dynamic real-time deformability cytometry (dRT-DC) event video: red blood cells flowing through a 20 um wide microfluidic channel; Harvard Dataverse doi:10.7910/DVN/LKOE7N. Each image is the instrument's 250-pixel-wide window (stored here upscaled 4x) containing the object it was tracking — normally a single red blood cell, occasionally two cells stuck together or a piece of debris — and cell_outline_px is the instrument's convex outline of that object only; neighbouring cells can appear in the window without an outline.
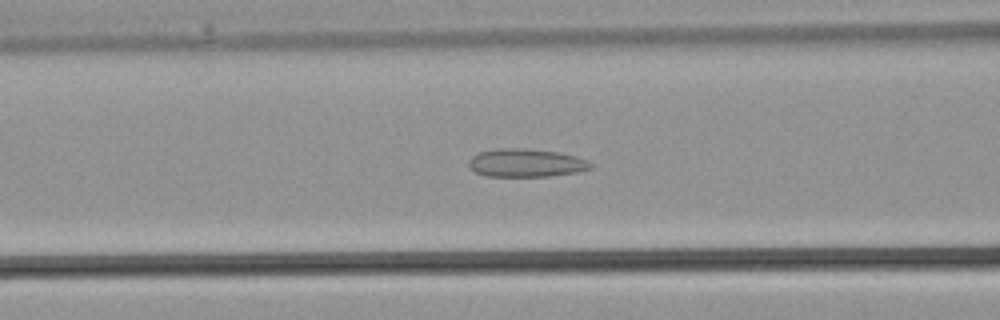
{"species": "common noctule bat (a hibernating species)", "species_latin": "Nyctalus noctula", "temperature_condition": "warm", "stored_images_in_passage": 28, "camera_frame_rate_fps": 3000, "um_per_image_px": 0.085, "animal": {"sex": "male", "body_mass_g": 21.5, "forearm_length_mm": 52.0}, "frame": {"image": 1, "passage_image": 11, "time_ms": 3.333, "image_size_px": [1000, 320], "cell_outline_px": [[592, 168], [576, 172], [548, 176], [488, 176], [476, 172], [468, 168], [468, 160], [472, 156], [480, 152], [500, 148], [520, 148], [556, 152], [576, 156], [588, 160], [592, 164]], "centroid_in_image_um": [44.69, 13.85], "position_along_channel_um": 121.9, "area_um2": 19.88}}
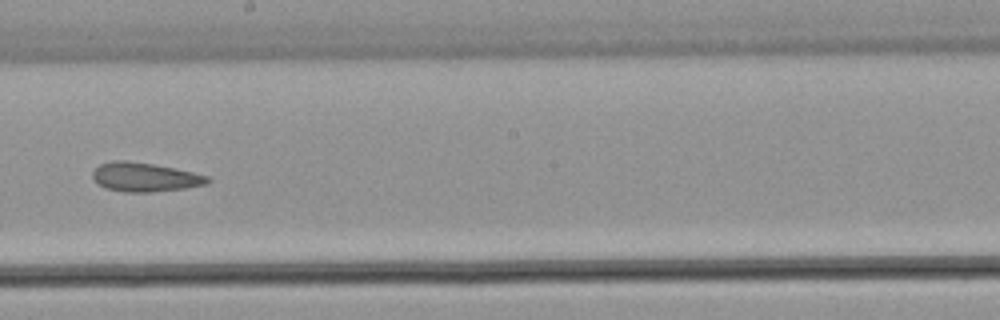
{"frame": {"image": 2, "passage_image": 17, "time_ms": 5.333, "image_size_px": [1000, 320], "cell_outline_px": [[212, 180], [208, 184], [184, 188], [152, 192], [124, 192], [104, 188], [96, 184], [92, 176], [92, 172], [100, 164], [112, 160], [124, 160], [152, 164], [192, 172], [208, 176]], "centroid_in_image_um": [12.28, 15.06], "position_along_channel_um": 235.9, "area_um2": 19.48}}
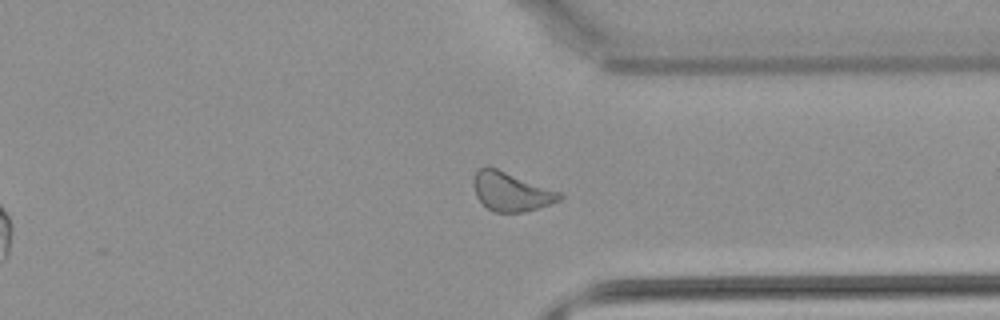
{"frame": {"image": 3, "passage_image": 24, "time_ms": 7.667, "image_size_px": [1000, 320], "cell_outline_px": [[564, 196], [560, 200], [524, 212], [492, 212], [476, 196], [472, 184], [472, 180], [476, 172], [480, 168], [496, 168], [560, 192]], "centroid_in_image_um": [43.42, 16.3], "position_along_channel_um": 368.0, "area_um2": 19.13}}